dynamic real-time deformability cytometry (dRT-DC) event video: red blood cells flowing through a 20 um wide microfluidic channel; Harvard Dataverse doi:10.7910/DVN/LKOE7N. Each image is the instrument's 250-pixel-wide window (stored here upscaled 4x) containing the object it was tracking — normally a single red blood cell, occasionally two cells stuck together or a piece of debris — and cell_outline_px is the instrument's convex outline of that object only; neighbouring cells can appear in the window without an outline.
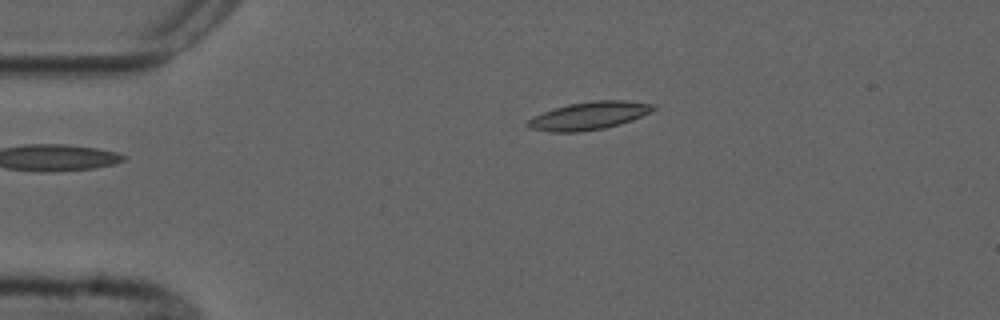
{"species": "common noctule bat (a hibernating species)", "species_latin": "Nyctalus noctula", "temperature_condition": "cold", "stored_images_in_passage": 3, "camera_frame_rate_fps": 3000, "um_per_image_px": 0.085, "animal": {"sex": "male", "forearm_length_mm": 52.5}, "frame": {"image": 1, "passage_image": 3, "time_ms": 2.667, "image_size_px": [1000, 320], "cell_outline_px": [[656, 108], [652, 112], [632, 120], [620, 124], [604, 128], [580, 132], [548, 132], [532, 128], [524, 124], [532, 116], [568, 104], [596, 100], [624, 100], [656, 104]], "centroid_in_image_um": [50.09, 9.83], "position_along_channel_um": 34.9, "area_um2": 20.46}}